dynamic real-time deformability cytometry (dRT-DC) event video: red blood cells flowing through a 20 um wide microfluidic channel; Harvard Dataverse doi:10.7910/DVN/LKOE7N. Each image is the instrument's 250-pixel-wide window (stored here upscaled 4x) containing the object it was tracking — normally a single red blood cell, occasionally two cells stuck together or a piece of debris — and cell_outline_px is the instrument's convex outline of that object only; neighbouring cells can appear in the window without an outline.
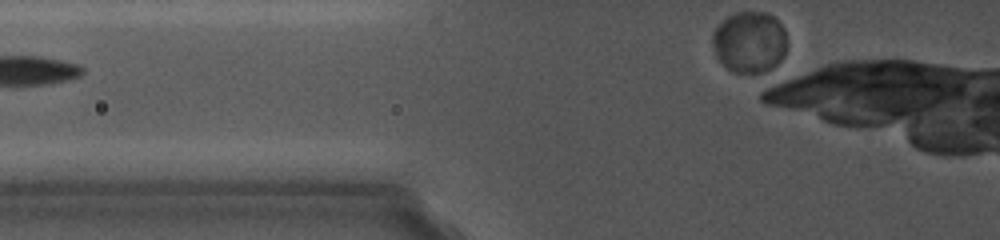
{"species": "common noctule bat (a hibernating species)", "species_latin": "Nyctalus noctula", "temperature_condition": "cold", "stored_images_in_passage": 3, "camera_frame_rate_fps": 5000, "um_per_image_px": 0.085, "animal": {"sex": "female", "body_mass_g": 19.0, "forearm_length_mm": 56.7}, "frame": {"image": 1, "passage_image": 3, "time_ms": 1.8, "image_size_px": [1000, 240], "cell_outline_px": [[784, 56], [772, 68], [760, 72], [732, 72], [716, 60], [712, 44], [712, 32], [728, 16], [736, 12], [768, 12], [784, 28]], "centroid_in_image_um": [63.65, 3.58], "position_along_channel_um": 62.1, "area_um2": 26.47}}